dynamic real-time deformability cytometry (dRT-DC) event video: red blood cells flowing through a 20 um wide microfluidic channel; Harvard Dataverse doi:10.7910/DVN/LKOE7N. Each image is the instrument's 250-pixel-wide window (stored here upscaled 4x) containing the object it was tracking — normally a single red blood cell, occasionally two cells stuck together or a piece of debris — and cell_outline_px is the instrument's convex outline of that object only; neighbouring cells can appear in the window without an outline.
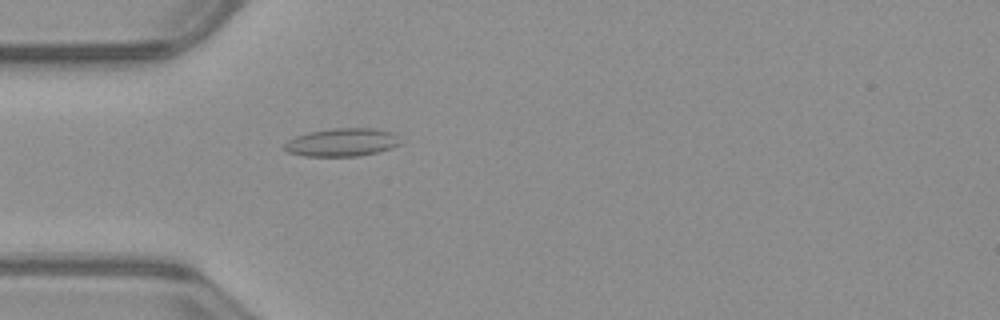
{"species": "common noctule bat (a hibernating species)", "species_latin": "Nyctalus noctula", "temperature_condition": "warm", "stored_images_in_passage": 53, "camera_frame_rate_fps": 3000, "um_per_image_px": 0.085, "animal": {"sex": "male", "body_mass_g": 23.1, "forearm_length_mm": 52.7}, "frame": {"image": 1, "passage_image": 16, "time_ms": 5.0, "image_size_px": [1000, 320], "cell_outline_px": [[400, 144], [376, 152], [360, 156], [304, 156], [288, 152], [284, 148], [284, 144], [288, 140], [296, 136], [308, 132], [332, 128], [372, 128], [392, 132], [396, 136]], "centroid_in_image_um": [29.02, 12.09], "position_along_channel_um": 56.0, "area_um2": 18.79}}
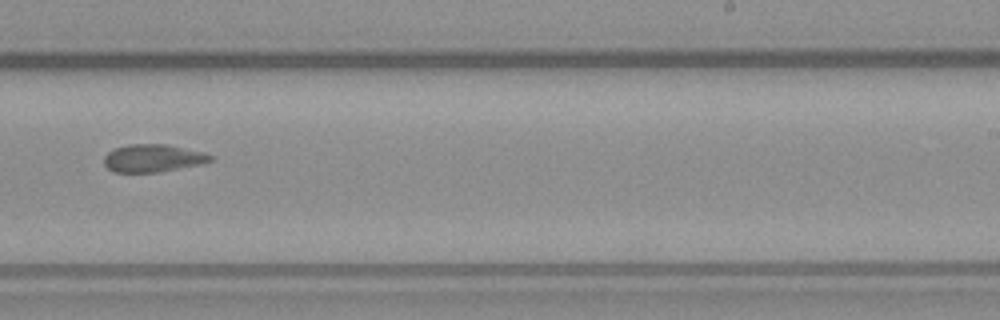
{"frame": {"image": 2, "passage_image": 33, "time_ms": 10.667, "image_size_px": [1000, 320], "cell_outline_px": [[212, 160], [200, 164], [160, 172], [112, 172], [104, 164], [104, 156], [108, 152], [116, 148], [128, 144], [168, 144], [204, 152], [212, 156]], "centroid_in_image_um": [12.98, 13.44], "position_along_channel_um": 276.0, "area_um2": 17.17}}
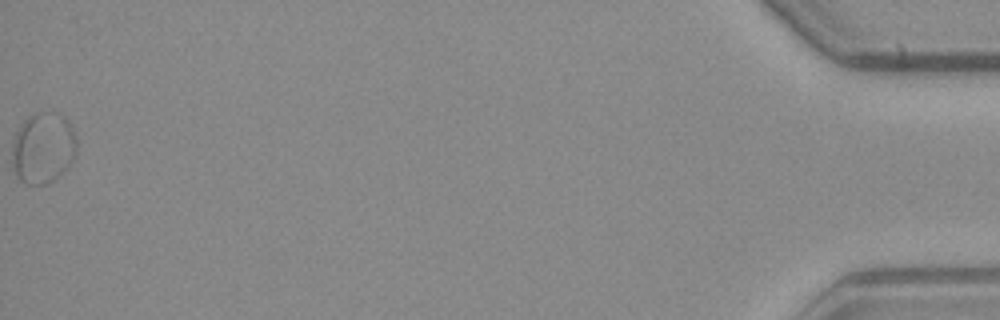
{"frame": {"image": 3, "passage_image": 53, "time_ms": 17.333, "image_size_px": [1000, 320], "cell_outline_px": [[76, 152], [68, 168], [60, 176], [44, 184], [24, 184], [16, 176], [12, 164], [12, 140], [16, 132], [24, 120], [28, 116], [36, 112], [52, 108], [60, 112], [68, 120], [76, 136]], "centroid_in_image_um": [3.66, 12.52], "position_along_channel_um": 431.5, "area_um2": 27.51}, "authors_computed_cell_mechanics": {"area_um2": 17.5712, "velocity_mm_per_s": 3.9617, "shape_relaxation_time_tau1_ms": null, "shape_relaxation_time_tau2_ms": 3.6649, "deformation_change_tau1": null, "deformation_change_tau2": 0.0978}}